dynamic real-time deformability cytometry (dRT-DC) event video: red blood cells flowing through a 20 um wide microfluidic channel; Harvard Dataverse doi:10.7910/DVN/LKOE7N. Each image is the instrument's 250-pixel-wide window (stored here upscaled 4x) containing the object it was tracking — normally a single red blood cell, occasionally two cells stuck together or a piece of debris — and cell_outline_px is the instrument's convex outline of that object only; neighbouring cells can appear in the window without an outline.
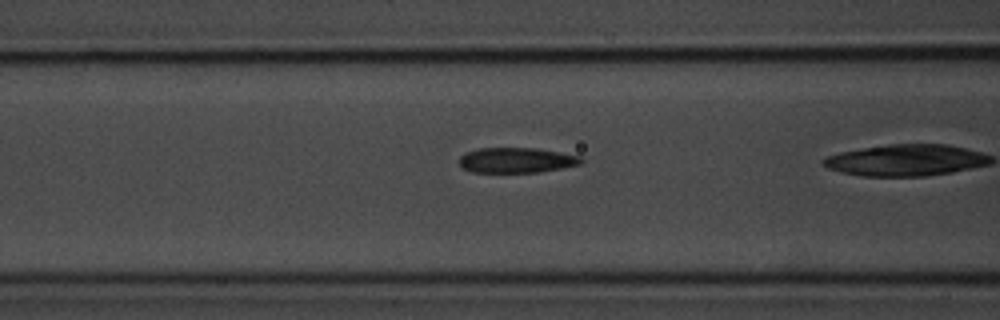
{"species": "common noctule bat (a hibernating species)", "species_latin": "Nyctalus noctula", "temperature_condition": "room temperature", "stored_images_in_passage": 30, "camera_frame_rate_fps": 3000, "um_per_image_px": 0.085, "animal": {"sex": "male", "body_mass_g": 20.1, "forearm_length_mm": 53.5}, "frame": {"image": 1, "passage_image": 18, "time_ms": 5.667, "image_size_px": [1000, 320], "cell_outline_px": [[584, 160], [580, 164], [540, 172], [472, 172], [464, 168], [460, 164], [460, 156], [464, 152], [480, 148], [536, 148], [580, 156]], "centroid_in_image_um": [43.88, 13.61], "position_along_channel_um": 122.7, "area_um2": 17.8}}